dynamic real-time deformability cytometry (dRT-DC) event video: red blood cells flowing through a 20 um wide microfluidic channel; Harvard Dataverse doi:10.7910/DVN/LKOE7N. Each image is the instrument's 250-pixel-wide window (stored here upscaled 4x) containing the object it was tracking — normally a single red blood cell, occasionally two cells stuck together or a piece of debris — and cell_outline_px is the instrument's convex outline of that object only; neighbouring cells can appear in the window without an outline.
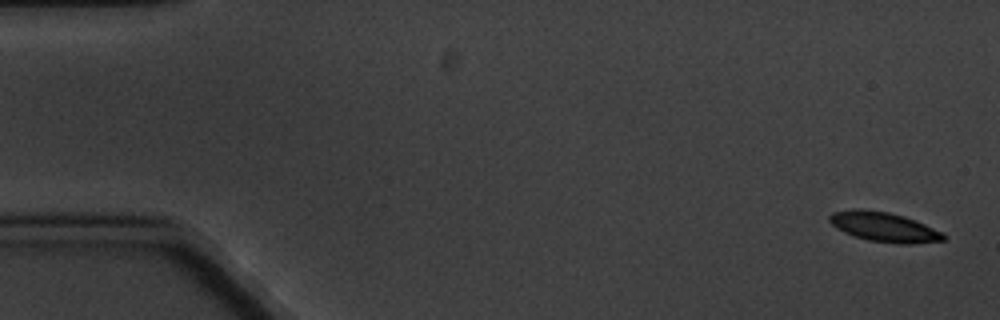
{"species": "common noctule bat (a hibernating species)", "species_latin": "Nyctalus noctula", "temperature_condition": "cold", "stored_images_in_passage": 6, "camera_frame_rate_fps": 3000, "um_per_image_px": 0.085, "animal": {"sex": "male", "body_mass_g": 20.1, "forearm_length_mm": 53.5}, "frame": {"image": 1, "passage_image": 1, "time_ms": 0.0, "image_size_px": [1000, 320], "cell_outline_px": [[948, 236], [944, 240], [912, 244], [900, 244], [868, 240], [844, 232], [836, 228], [828, 220], [828, 216], [832, 212], [852, 208], [860, 208], [888, 212], [904, 216], [944, 232]], "centroid_in_image_um": [75.14, 19.28], "position_along_channel_um": 9.9, "area_um2": 19.83}}